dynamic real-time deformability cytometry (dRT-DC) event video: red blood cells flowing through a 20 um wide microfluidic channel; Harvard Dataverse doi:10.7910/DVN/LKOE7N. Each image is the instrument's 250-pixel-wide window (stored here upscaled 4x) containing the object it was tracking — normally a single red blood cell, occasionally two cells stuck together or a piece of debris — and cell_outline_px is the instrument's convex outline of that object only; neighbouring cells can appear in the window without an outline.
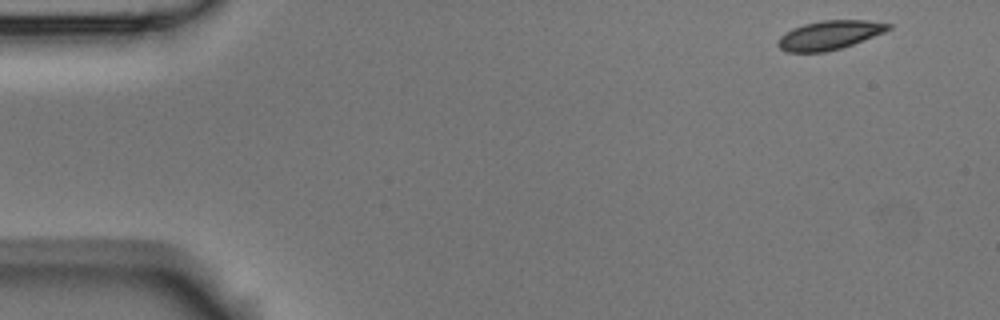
{"species": "Egyptian fruit bat (a non-hibernating species)", "species_latin": "Rousettus aegyptiacus", "temperature_condition": "room temperature", "stored_images_in_passage": 12, "camera_frame_rate_fps": 3000, "um_per_image_px": 0.085, "animal": {"sex": "male"}, "frame": {"image": 1, "passage_image": 1, "time_ms": 0.0, "image_size_px": [1000, 320], "cell_outline_px": [[892, 28], [884, 32], [852, 44], [840, 48], [824, 52], [788, 52], [780, 48], [776, 44], [776, 40], [784, 32], [792, 28], [804, 24], [824, 20], [864, 20], [892, 24]], "centroid_in_image_um": [70.46, 2.98], "position_along_channel_um": 14.5, "area_um2": 18.55}}
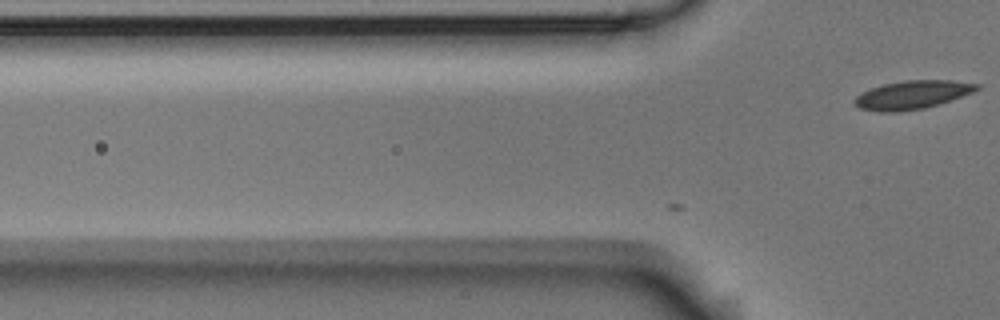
{"frame": {"image": 2, "passage_image": 12, "time_ms": 3.667, "image_size_px": [1000, 320], "cell_outline_px": [[980, 88], [972, 92], [924, 108], [896, 112], [880, 112], [860, 108], [856, 104], [856, 96], [872, 88], [884, 84], [908, 80], [952, 80], [980, 84]], "centroid_in_image_um": [77.56, 8.05], "position_along_channel_um": 48.2, "area_um2": 19.71}}